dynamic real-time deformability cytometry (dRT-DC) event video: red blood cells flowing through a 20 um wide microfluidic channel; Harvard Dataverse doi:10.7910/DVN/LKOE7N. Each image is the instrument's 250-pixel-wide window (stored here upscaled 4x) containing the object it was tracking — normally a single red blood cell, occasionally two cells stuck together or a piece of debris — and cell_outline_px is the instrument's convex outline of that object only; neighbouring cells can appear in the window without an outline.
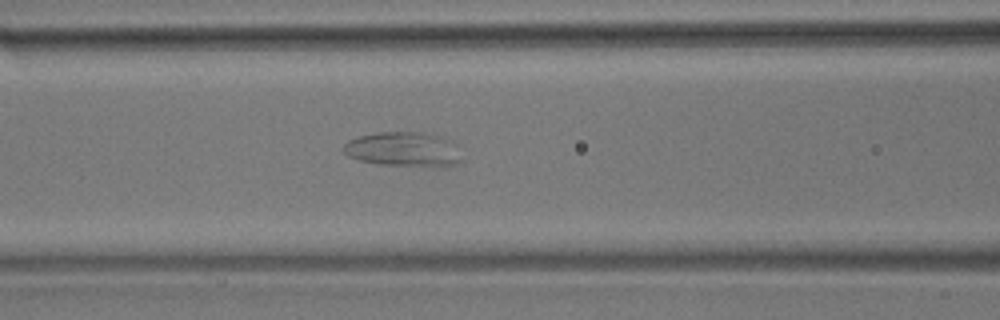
{"species": "common noctule bat (a hibernating species)", "species_latin": "Nyctalus noctula", "temperature_condition": "room temperature", "stored_images_in_passage": 46, "camera_frame_rate_fps": 3000, "um_per_image_px": 0.085, "animal": {"sex": "male", "body_mass_g": 17.9}, "frame": {"image": 1, "passage_image": 23, "time_ms": 7.333, "image_size_px": [1000, 320], "cell_outline_px": [[464, 160], [456, 164], [444, 168], [380, 164], [356, 160], [348, 156], [344, 152], [344, 144], [348, 140], [360, 136], [380, 132], [424, 132], [444, 136], [452, 140], [456, 144]], "centroid_in_image_um": [34.4, 12.71], "position_along_channel_um": 132.2, "area_um2": 24.57}}
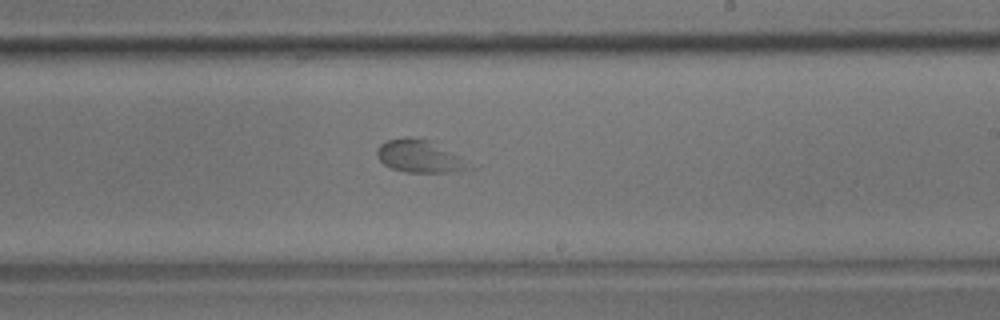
{"frame": {"image": 2, "passage_image": 33, "time_ms": 10.667, "image_size_px": [1000, 320], "cell_outline_px": [[476, 168], [444, 172], [404, 172], [392, 168], [384, 164], [376, 156], [376, 152], [380, 144], [388, 140], [408, 136], [428, 140], [456, 156]], "centroid_in_image_um": [35.58, 13.29], "position_along_channel_um": 253.4, "area_um2": 16.88}}
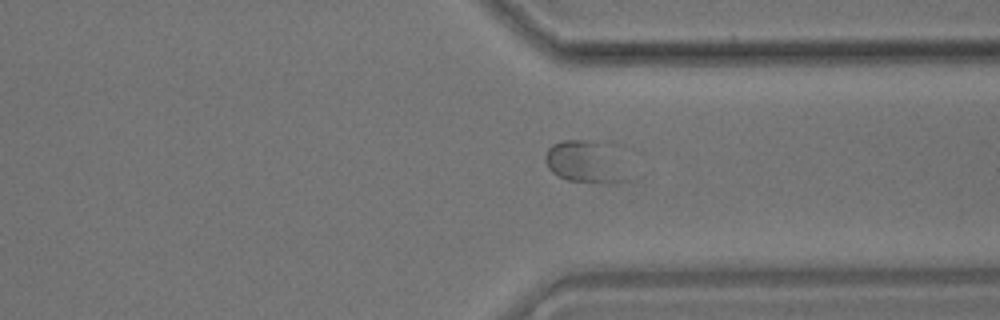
{"frame": {"image": 3, "passage_image": 42, "time_ms": 13.667, "image_size_px": [1000, 320], "cell_outline_px": [[624, 180], [604, 184], [568, 180], [552, 172], [548, 168], [544, 160], [544, 156], [548, 148], [552, 144], [560, 140], [584, 140], [596, 144]], "centroid_in_image_um": [49.35, 13.8], "position_along_channel_um": 362.1, "area_um2": 17.46}}